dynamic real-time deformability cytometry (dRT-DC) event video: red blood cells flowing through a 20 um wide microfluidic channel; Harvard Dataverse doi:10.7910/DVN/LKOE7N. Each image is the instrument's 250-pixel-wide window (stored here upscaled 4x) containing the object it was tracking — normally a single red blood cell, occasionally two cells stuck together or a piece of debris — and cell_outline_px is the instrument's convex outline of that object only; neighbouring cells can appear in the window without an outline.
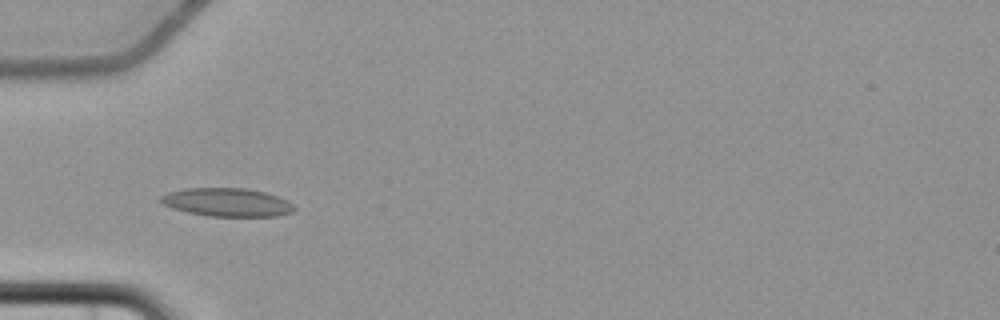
{"species": "common noctule bat (a hibernating species)", "species_latin": "Nyctalus noctula", "temperature_condition": "cold", "stored_images_in_passage": 9, "camera_frame_rate_fps": 3000, "um_per_image_px": 0.085, "animal": {"sex": "female", "body_mass_g": 22.7, "forearm_length_mm": 54.2}, "frame": {"image": 1, "passage_image": 6, "time_ms": 7.0, "image_size_px": [1000, 320], "cell_outline_px": [[296, 208], [292, 212], [276, 216], [208, 216], [188, 212], [172, 208], [164, 204], [160, 200], [160, 196], [168, 192], [188, 188], [244, 188], [264, 192], [288, 200]], "centroid_in_image_um": [19.3, 17.19], "position_along_channel_um": 65.7, "area_um2": 21.91}}
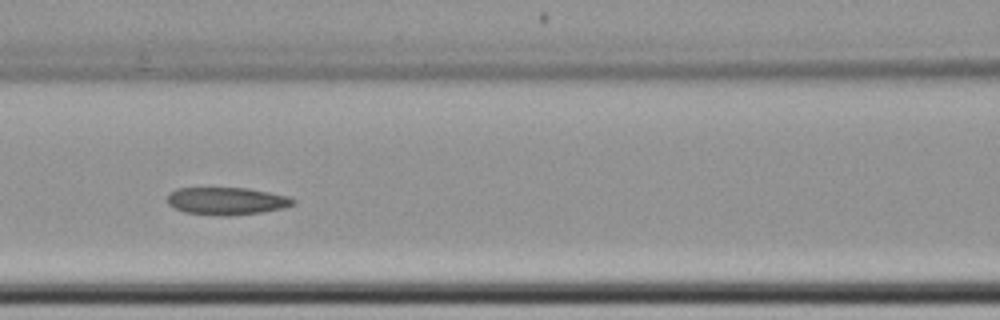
{"frame": {"image": 2, "passage_image": 8, "time_ms": 9.333, "image_size_px": [1000, 320], "cell_outline_px": [[296, 204], [284, 208], [264, 212], [228, 216], [216, 216], [184, 212], [168, 204], [168, 192], [176, 188], [248, 188], [288, 196], [296, 200]], "centroid_in_image_um": [19.28, 17.09], "position_along_channel_um": 147.3, "area_um2": 20.4}}
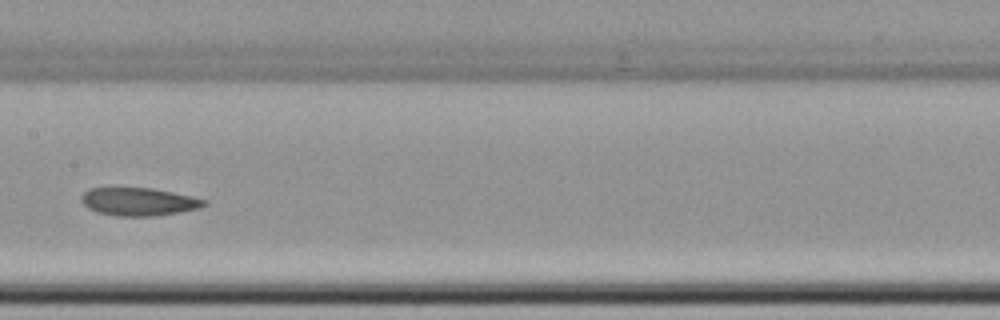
{"frame": {"image": 3, "passage_image": 9, "time_ms": 10.667, "image_size_px": [1000, 320], "cell_outline_px": [[208, 204], [200, 208], [180, 212], [152, 216], [116, 216], [96, 212], [88, 208], [80, 200], [80, 196], [88, 188], [152, 188], [192, 196], [204, 200]], "centroid_in_image_um": [11.76, 17.14], "position_along_channel_um": 195.6, "area_um2": 20.06}}